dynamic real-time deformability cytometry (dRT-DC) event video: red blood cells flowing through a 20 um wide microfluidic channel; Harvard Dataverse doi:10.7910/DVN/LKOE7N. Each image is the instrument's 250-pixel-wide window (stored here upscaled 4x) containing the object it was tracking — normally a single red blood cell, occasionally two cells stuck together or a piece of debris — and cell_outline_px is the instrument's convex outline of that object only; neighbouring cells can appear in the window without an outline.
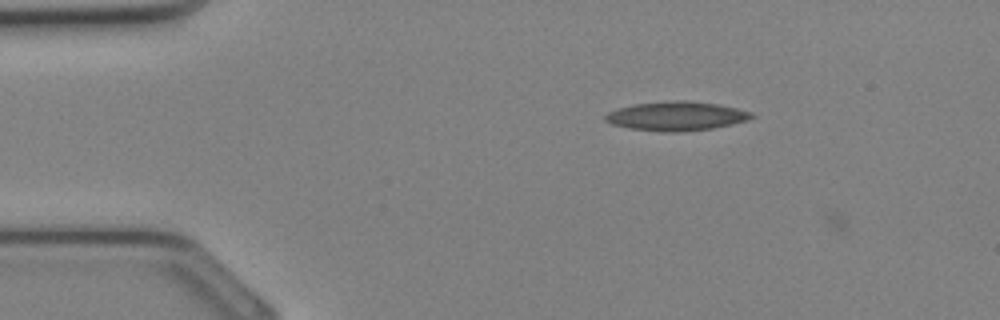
{"species": "Egyptian fruit bat (a non-hibernating species)", "species_latin": "Rousettus aegyptiacus", "temperature_condition": "cold", "stored_images_in_passage": 7, "camera_frame_rate_fps": 3000, "um_per_image_px": 0.085, "animal": {"sex": "female"}, "frame": {"image": 1, "passage_image": 6, "time_ms": 1.667, "image_size_px": [1000, 320], "cell_outline_px": [[756, 116], [748, 120], [732, 124], [712, 128], [680, 132], [664, 132], [628, 128], [612, 124], [604, 120], [604, 116], [608, 112], [616, 108], [632, 104], [680, 100], [684, 100], [716, 104], [736, 108], [752, 112]], "centroid_in_image_um": [57.47, 9.87], "position_along_channel_um": 27.5, "area_um2": 24.8}}